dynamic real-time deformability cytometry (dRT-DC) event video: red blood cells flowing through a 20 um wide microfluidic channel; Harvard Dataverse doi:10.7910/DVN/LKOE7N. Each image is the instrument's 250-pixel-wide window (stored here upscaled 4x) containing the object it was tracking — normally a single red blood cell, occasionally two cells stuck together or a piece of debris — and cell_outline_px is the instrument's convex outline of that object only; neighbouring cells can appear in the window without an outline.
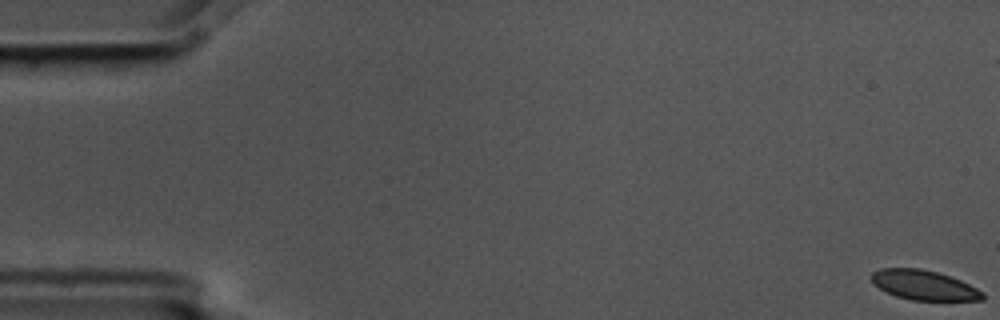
{"species": "common noctule bat (a hibernating species)", "species_latin": "Nyctalus noctula", "temperature_condition": "cold", "stored_images_in_passage": 6, "camera_frame_rate_fps": 3000, "um_per_image_px": 0.085, "animal": {"sex": "male", "body_mass_g": 17.5, "forearm_length_mm": 52.3}, "frame": {"image": 1, "passage_image": 1, "time_ms": 0.0, "image_size_px": [1000, 320], "cell_outline_px": [[984, 300], [912, 300], [896, 296], [880, 288], [872, 280], [872, 272], [880, 268], [920, 268], [936, 272], [960, 280], [984, 292]], "centroid_in_image_um": [78.55, 24.23], "position_along_channel_um": 6.5, "area_um2": 18.96}}
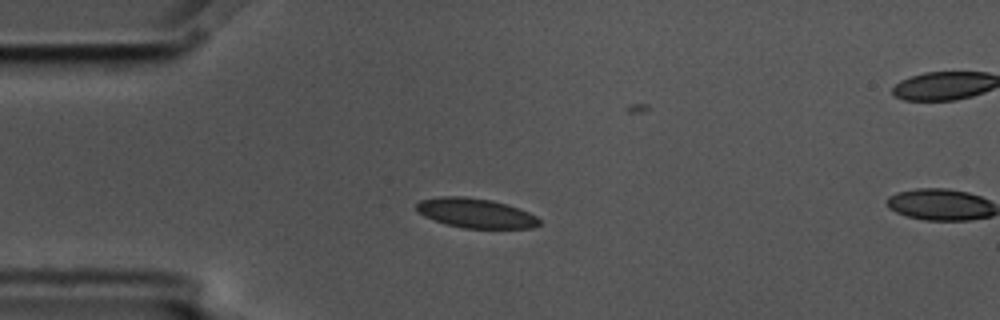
{"frame": {"image": 2, "passage_image": 5, "time_ms": 1.333, "image_size_px": [1000, 320], "cell_outline_px": [[540, 224], [532, 228], [464, 228], [448, 224], [424, 216], [416, 208], [416, 204], [420, 200], [440, 196], [464, 196], [492, 200], [508, 204], [528, 212], [536, 216], [540, 220]], "centroid_in_image_um": [40.45, 18.1], "position_along_channel_um": 44.5, "area_um2": 21.04}}